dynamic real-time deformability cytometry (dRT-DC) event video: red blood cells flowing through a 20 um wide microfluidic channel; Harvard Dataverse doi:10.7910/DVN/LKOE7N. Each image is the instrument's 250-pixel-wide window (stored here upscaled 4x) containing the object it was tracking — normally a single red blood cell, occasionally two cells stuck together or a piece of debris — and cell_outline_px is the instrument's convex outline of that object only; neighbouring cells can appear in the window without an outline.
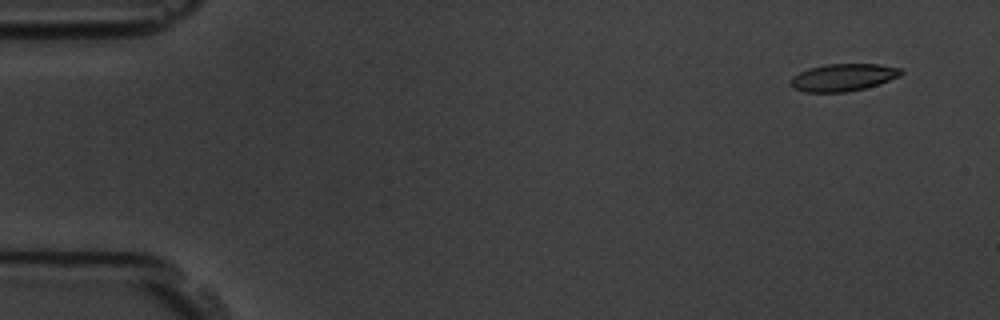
{"species": "common noctule bat (a hibernating species)", "species_latin": "Nyctalus noctula", "temperature_condition": "room temperature", "stored_images_in_passage": 8, "camera_frame_rate_fps": 3000, "um_per_image_px": 0.085, "animal": {"sex": "male", "body_mass_g": 19.5, "forearm_length_mm": 54.6}, "frame": {"image": 1, "passage_image": 1, "time_ms": 0.0, "image_size_px": [1000, 320], "cell_outline_px": [[904, 72], [900, 76], [880, 84], [848, 92], [804, 92], [792, 88], [788, 84], [788, 80], [792, 76], [808, 68], [828, 64], [880, 64], [900, 68]], "centroid_in_image_um": [71.63, 6.58], "position_along_channel_um": 13.4, "area_um2": 17.86}}
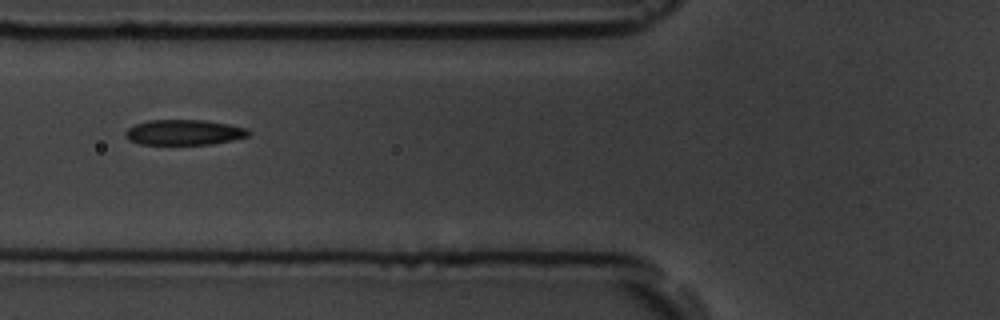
{"frame": {"image": 2, "passage_image": 6, "time_ms": 5.667, "image_size_px": [1000, 320], "cell_outline_px": [[252, 132], [248, 136], [232, 140], [212, 144], [140, 144], [128, 140], [124, 136], [124, 132], [128, 128], [136, 124], [148, 120], [204, 120], [232, 124], [248, 128]], "centroid_in_image_um": [15.67, 11.24], "position_along_channel_um": 110.1, "area_um2": 18.38}}
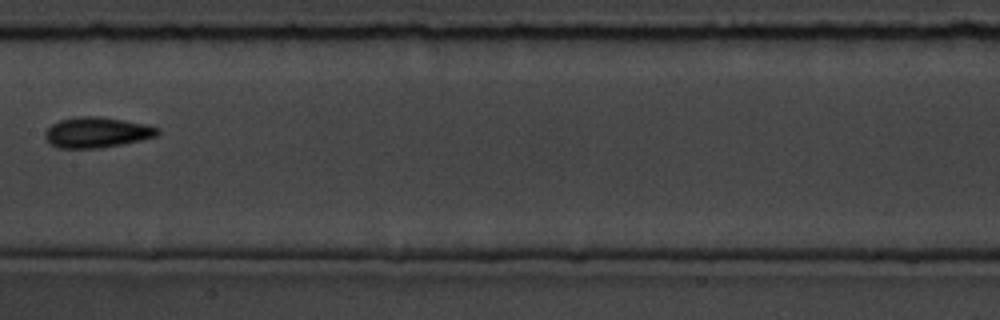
{"frame": {"image": 3, "passage_image": 8, "time_ms": 8.0, "image_size_px": [1000, 320], "cell_outline_px": [[160, 132], [156, 136], [140, 140], [100, 148], [60, 148], [48, 144], [44, 136], [44, 132], [52, 124], [60, 120], [80, 116], [100, 116], [148, 124], [160, 128]], "centroid_in_image_um": [8.22, 11.25], "position_along_channel_um": 199.2, "area_um2": 20.11}}